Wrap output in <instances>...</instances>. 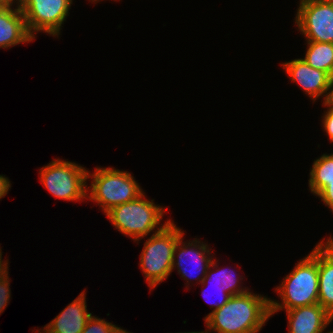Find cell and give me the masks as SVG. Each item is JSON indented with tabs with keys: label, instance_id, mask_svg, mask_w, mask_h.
<instances>
[{
	"label": "cell",
	"instance_id": "ffe728a7",
	"mask_svg": "<svg viewBox=\"0 0 333 333\" xmlns=\"http://www.w3.org/2000/svg\"><path fill=\"white\" fill-rule=\"evenodd\" d=\"M323 105L329 107L322 120L324 131L329 136V140L333 142V106L328 105L326 102H323Z\"/></svg>",
	"mask_w": 333,
	"mask_h": 333
},
{
	"label": "cell",
	"instance_id": "9a60e30c",
	"mask_svg": "<svg viewBox=\"0 0 333 333\" xmlns=\"http://www.w3.org/2000/svg\"><path fill=\"white\" fill-rule=\"evenodd\" d=\"M309 188L333 212V154H323L314 161Z\"/></svg>",
	"mask_w": 333,
	"mask_h": 333
},
{
	"label": "cell",
	"instance_id": "484cf974",
	"mask_svg": "<svg viewBox=\"0 0 333 333\" xmlns=\"http://www.w3.org/2000/svg\"><path fill=\"white\" fill-rule=\"evenodd\" d=\"M320 1L333 4V0H320Z\"/></svg>",
	"mask_w": 333,
	"mask_h": 333
},
{
	"label": "cell",
	"instance_id": "4fadbf2b",
	"mask_svg": "<svg viewBox=\"0 0 333 333\" xmlns=\"http://www.w3.org/2000/svg\"><path fill=\"white\" fill-rule=\"evenodd\" d=\"M16 7H0V48L34 40L27 30L24 14L19 5Z\"/></svg>",
	"mask_w": 333,
	"mask_h": 333
},
{
	"label": "cell",
	"instance_id": "ac0fdd59",
	"mask_svg": "<svg viewBox=\"0 0 333 333\" xmlns=\"http://www.w3.org/2000/svg\"><path fill=\"white\" fill-rule=\"evenodd\" d=\"M126 330L121 329L114 324L103 319L91 316L87 321L84 330L81 333H125Z\"/></svg>",
	"mask_w": 333,
	"mask_h": 333
},
{
	"label": "cell",
	"instance_id": "2e32d148",
	"mask_svg": "<svg viewBox=\"0 0 333 333\" xmlns=\"http://www.w3.org/2000/svg\"><path fill=\"white\" fill-rule=\"evenodd\" d=\"M308 48L303 58L311 67L333 76V43L307 41Z\"/></svg>",
	"mask_w": 333,
	"mask_h": 333
},
{
	"label": "cell",
	"instance_id": "ba28073f",
	"mask_svg": "<svg viewBox=\"0 0 333 333\" xmlns=\"http://www.w3.org/2000/svg\"><path fill=\"white\" fill-rule=\"evenodd\" d=\"M295 22L307 41L333 43V4L300 0Z\"/></svg>",
	"mask_w": 333,
	"mask_h": 333
},
{
	"label": "cell",
	"instance_id": "4316f807",
	"mask_svg": "<svg viewBox=\"0 0 333 333\" xmlns=\"http://www.w3.org/2000/svg\"><path fill=\"white\" fill-rule=\"evenodd\" d=\"M186 333V332H185ZM187 333H205L204 331L201 332H187Z\"/></svg>",
	"mask_w": 333,
	"mask_h": 333
},
{
	"label": "cell",
	"instance_id": "e0dca14e",
	"mask_svg": "<svg viewBox=\"0 0 333 333\" xmlns=\"http://www.w3.org/2000/svg\"><path fill=\"white\" fill-rule=\"evenodd\" d=\"M211 267L218 268V265L217 263H215L214 260H212L208 268V271L202 281V285H205L207 282L211 283L212 281V285L214 283L216 287H224L225 292H227L230 296L241 295L248 292L246 288H240L238 284L239 279L235 278V273L231 272L232 270L230 271V269H216L215 271L210 272L209 270Z\"/></svg>",
	"mask_w": 333,
	"mask_h": 333
},
{
	"label": "cell",
	"instance_id": "277c9868",
	"mask_svg": "<svg viewBox=\"0 0 333 333\" xmlns=\"http://www.w3.org/2000/svg\"><path fill=\"white\" fill-rule=\"evenodd\" d=\"M144 192L136 199L113 207L106 213L109 221L122 234L134 241L148 236L155 230H162L171 220L157 227L165 213L164 207L155 205L153 200L144 198Z\"/></svg>",
	"mask_w": 333,
	"mask_h": 333
},
{
	"label": "cell",
	"instance_id": "8fae6325",
	"mask_svg": "<svg viewBox=\"0 0 333 333\" xmlns=\"http://www.w3.org/2000/svg\"><path fill=\"white\" fill-rule=\"evenodd\" d=\"M85 291L72 301L40 333H81L91 318L86 305Z\"/></svg>",
	"mask_w": 333,
	"mask_h": 333
},
{
	"label": "cell",
	"instance_id": "7402d4cb",
	"mask_svg": "<svg viewBox=\"0 0 333 333\" xmlns=\"http://www.w3.org/2000/svg\"><path fill=\"white\" fill-rule=\"evenodd\" d=\"M10 187L11 185L9 179L0 175V199L8 193Z\"/></svg>",
	"mask_w": 333,
	"mask_h": 333
},
{
	"label": "cell",
	"instance_id": "7a4b0ae2",
	"mask_svg": "<svg viewBox=\"0 0 333 333\" xmlns=\"http://www.w3.org/2000/svg\"><path fill=\"white\" fill-rule=\"evenodd\" d=\"M292 270L275 290L278 291L282 304L270 300L271 316L284 308L287 311L318 303V244Z\"/></svg>",
	"mask_w": 333,
	"mask_h": 333
},
{
	"label": "cell",
	"instance_id": "d4e9b609",
	"mask_svg": "<svg viewBox=\"0 0 333 333\" xmlns=\"http://www.w3.org/2000/svg\"><path fill=\"white\" fill-rule=\"evenodd\" d=\"M17 1V2H16ZM0 0V7H11L13 2L19 5V0Z\"/></svg>",
	"mask_w": 333,
	"mask_h": 333
},
{
	"label": "cell",
	"instance_id": "7c38bea8",
	"mask_svg": "<svg viewBox=\"0 0 333 333\" xmlns=\"http://www.w3.org/2000/svg\"><path fill=\"white\" fill-rule=\"evenodd\" d=\"M289 333H323L333 320L319 303L287 310Z\"/></svg>",
	"mask_w": 333,
	"mask_h": 333
},
{
	"label": "cell",
	"instance_id": "5bb4252c",
	"mask_svg": "<svg viewBox=\"0 0 333 333\" xmlns=\"http://www.w3.org/2000/svg\"><path fill=\"white\" fill-rule=\"evenodd\" d=\"M318 303L333 316V239L318 243Z\"/></svg>",
	"mask_w": 333,
	"mask_h": 333
},
{
	"label": "cell",
	"instance_id": "44dd1931",
	"mask_svg": "<svg viewBox=\"0 0 333 333\" xmlns=\"http://www.w3.org/2000/svg\"><path fill=\"white\" fill-rule=\"evenodd\" d=\"M216 287V286H215ZM217 289V295H218V298H220L219 299V301L218 302H216V303H212L211 302V306H210V308H213V306L215 307L214 308V310L213 311H215V310H217V309H219V308H221L225 303H227L228 302V300H229V298L231 297L227 292H225V289H224V287H216ZM215 289V288H214ZM219 290V291H218ZM206 291V290H205ZM202 294H203V296L205 295V292L203 291L202 292ZM215 294V293H214ZM222 295V296H221ZM213 296V295H212ZM206 297V296H205ZM208 297V296H207ZM210 302V301H209Z\"/></svg>",
	"mask_w": 333,
	"mask_h": 333
},
{
	"label": "cell",
	"instance_id": "cb8c5ba5",
	"mask_svg": "<svg viewBox=\"0 0 333 333\" xmlns=\"http://www.w3.org/2000/svg\"><path fill=\"white\" fill-rule=\"evenodd\" d=\"M328 105L333 106V76L331 77V81H330V90H329V94L328 97L325 101Z\"/></svg>",
	"mask_w": 333,
	"mask_h": 333
},
{
	"label": "cell",
	"instance_id": "603a6c76",
	"mask_svg": "<svg viewBox=\"0 0 333 333\" xmlns=\"http://www.w3.org/2000/svg\"><path fill=\"white\" fill-rule=\"evenodd\" d=\"M8 260H2V250L0 249V278L3 277L6 273H8Z\"/></svg>",
	"mask_w": 333,
	"mask_h": 333
},
{
	"label": "cell",
	"instance_id": "6da1fadb",
	"mask_svg": "<svg viewBox=\"0 0 333 333\" xmlns=\"http://www.w3.org/2000/svg\"><path fill=\"white\" fill-rule=\"evenodd\" d=\"M270 313V298L250 291L231 296L221 308L212 311L205 318L208 330L217 333H257Z\"/></svg>",
	"mask_w": 333,
	"mask_h": 333
},
{
	"label": "cell",
	"instance_id": "8992f818",
	"mask_svg": "<svg viewBox=\"0 0 333 333\" xmlns=\"http://www.w3.org/2000/svg\"><path fill=\"white\" fill-rule=\"evenodd\" d=\"M87 172L84 167L74 162L59 159H54L39 171L44 187L54 197L68 201H82L89 195L86 185Z\"/></svg>",
	"mask_w": 333,
	"mask_h": 333
},
{
	"label": "cell",
	"instance_id": "3957f363",
	"mask_svg": "<svg viewBox=\"0 0 333 333\" xmlns=\"http://www.w3.org/2000/svg\"><path fill=\"white\" fill-rule=\"evenodd\" d=\"M184 232L170 221L162 230H156L144 243L140 267L149 285L155 288L173 271L174 249Z\"/></svg>",
	"mask_w": 333,
	"mask_h": 333
},
{
	"label": "cell",
	"instance_id": "d6986e66",
	"mask_svg": "<svg viewBox=\"0 0 333 333\" xmlns=\"http://www.w3.org/2000/svg\"><path fill=\"white\" fill-rule=\"evenodd\" d=\"M8 273L0 278V314L4 311L10 300V282Z\"/></svg>",
	"mask_w": 333,
	"mask_h": 333
},
{
	"label": "cell",
	"instance_id": "30bf717a",
	"mask_svg": "<svg viewBox=\"0 0 333 333\" xmlns=\"http://www.w3.org/2000/svg\"><path fill=\"white\" fill-rule=\"evenodd\" d=\"M183 236L178 240L176 247L174 249V257H173V263L172 268L177 266L178 273L181 274L184 278V280L192 279L195 277L197 281L199 280L200 283H202L208 268L212 262V257L209 256L211 254L210 250L208 249L207 244L200 243V241H197L196 238L192 242L189 241L188 243L183 242ZM191 242V243H190ZM191 247V248H190ZM177 254V257L176 255ZM189 257V262L191 265H195L196 268H194L197 275L202 274V276H194L193 272L189 269H187L183 264H185L187 259ZM177 258V259H176ZM193 261V262H192ZM188 264V263H187ZM189 271V272H188ZM201 272V273H199ZM190 274V275H189ZM195 274V273H194ZM201 277V278H200Z\"/></svg>",
	"mask_w": 333,
	"mask_h": 333
},
{
	"label": "cell",
	"instance_id": "9c48e42d",
	"mask_svg": "<svg viewBox=\"0 0 333 333\" xmlns=\"http://www.w3.org/2000/svg\"><path fill=\"white\" fill-rule=\"evenodd\" d=\"M282 66L291 81L299 84L313 101L322 95L325 96L324 102L326 101L331 81V76L327 72L311 67L302 58L283 63Z\"/></svg>",
	"mask_w": 333,
	"mask_h": 333
},
{
	"label": "cell",
	"instance_id": "5b68a950",
	"mask_svg": "<svg viewBox=\"0 0 333 333\" xmlns=\"http://www.w3.org/2000/svg\"><path fill=\"white\" fill-rule=\"evenodd\" d=\"M92 176L90 196L87 199L97 202L104 213L113 207L132 201L143 191L134 177L126 171L114 168H96L93 175L87 172V178Z\"/></svg>",
	"mask_w": 333,
	"mask_h": 333
},
{
	"label": "cell",
	"instance_id": "52a82bcc",
	"mask_svg": "<svg viewBox=\"0 0 333 333\" xmlns=\"http://www.w3.org/2000/svg\"><path fill=\"white\" fill-rule=\"evenodd\" d=\"M72 0H19L26 27L35 39L34 32L43 31L58 37L66 20Z\"/></svg>",
	"mask_w": 333,
	"mask_h": 333
}]
</instances>
